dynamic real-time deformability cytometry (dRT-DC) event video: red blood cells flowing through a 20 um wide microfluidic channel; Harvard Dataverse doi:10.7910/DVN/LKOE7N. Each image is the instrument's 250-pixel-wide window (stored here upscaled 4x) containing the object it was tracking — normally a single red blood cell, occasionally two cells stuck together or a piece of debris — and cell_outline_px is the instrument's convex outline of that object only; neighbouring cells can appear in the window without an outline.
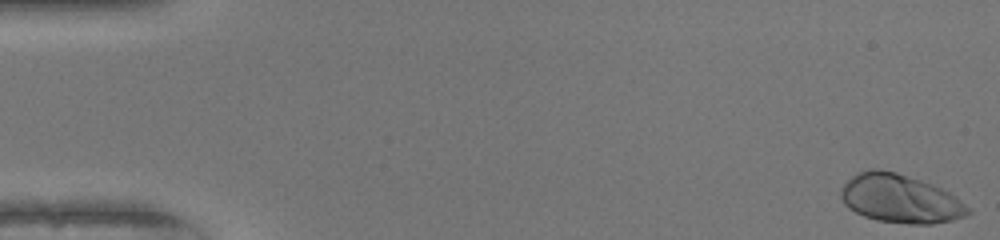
{"species": "human", "species_latin": "Homo sapiens", "temperature_condition": "warm", "stored_images_in_passage": 51, "camera_frame_rate_fps": 3000, "um_per_image_px": 0.085, "donor": {"sex": "female"}, "frame": {"image": 1, "passage_image": 1, "time_ms": 0.0, "image_size_px": [1000, 240], "cell_outline_px": [[972, 212], [968, 216], [952, 220], [932, 224], [908, 224], [876, 220], [864, 216], [848, 208], [844, 204], [840, 196], [840, 192], [844, 184], [856, 172], [868, 168], [880, 168], [896, 172], [932, 184], [956, 196], [972, 208]], "centroid_in_image_um": [76.53, 16.89], "position_along_channel_um": 8.5, "area_um2": 36.36}}
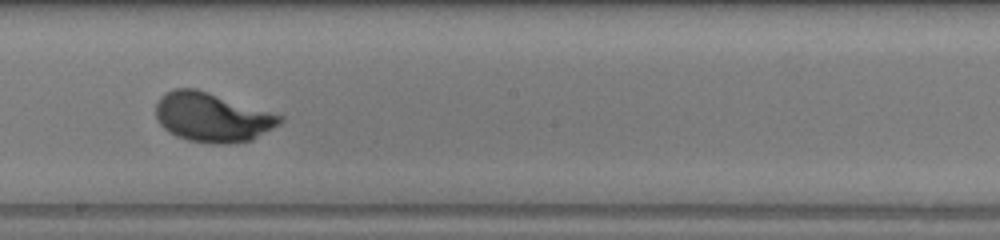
{"frame": {"image": 2, "passage_image": 29, "time_ms": 9.333, "image_size_px": [1000, 240], "cell_outline_px": [[284, 120], [280, 124], [252, 140], [228, 144], [216, 144], [188, 140], [176, 136], [168, 132], [160, 124], [156, 116], [156, 104], [160, 96], [164, 92], [172, 88], [196, 88], [284, 116]], "centroid_in_image_um": [18.02, 9.96], "position_along_channel_um": 230.2, "area_um2": 35.72}}
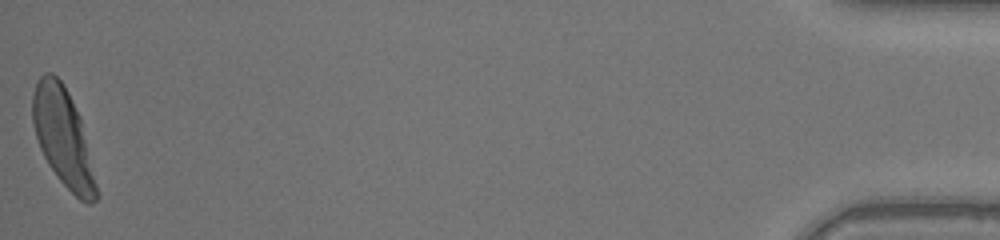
{"frame": {"image": 3, "passage_image": 51, "time_ms": 16.667, "image_size_px": [1000, 240], "cell_outline_px": [[100, 196], [92, 204], [88, 204], [80, 200], [60, 180], [48, 164], [40, 148], [36, 136], [32, 120], [32, 96], [36, 80], [44, 72], [52, 72], [64, 84], [80, 116]], "centroid_in_image_um": [5.36, 11.67], "position_along_channel_um": 429.8, "area_um2": 36.36}, "authors_computed_cell_mechanics": {"area_um2": 34.5066, "velocity_mm_per_s": 4.0842, "shape_relaxation_time_tau1_ms": 1.9679, "shape_relaxation_time_tau2_ms": null, "deformation_change_tau1": 0.1749, "deformation_change_tau2": null}}